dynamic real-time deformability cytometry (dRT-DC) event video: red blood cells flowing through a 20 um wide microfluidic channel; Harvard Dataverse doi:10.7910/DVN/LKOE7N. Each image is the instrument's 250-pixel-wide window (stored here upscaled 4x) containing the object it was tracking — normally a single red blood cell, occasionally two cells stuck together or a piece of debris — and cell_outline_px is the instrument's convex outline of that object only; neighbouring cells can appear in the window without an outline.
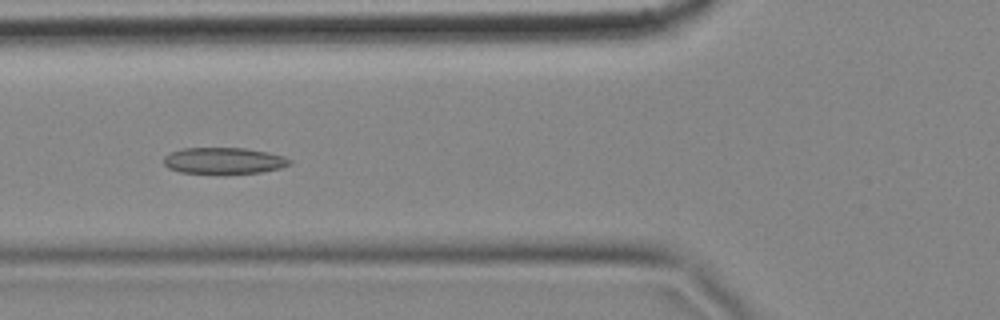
{"species": "common noctule bat (a hibernating species)", "species_latin": "Nyctalus noctula", "temperature_condition": "cold", "stored_images_in_passage": 4, "camera_frame_rate_fps": 3000, "um_per_image_px": 0.085, "animal": {"sex": "female", "body_mass_g": 18.4}, "frame": {"image": 1, "passage_image": 4, "time_ms": 1.0, "image_size_px": [1000, 320], "cell_outline_px": [[292, 164], [280, 168], [260, 172], [224, 176], [180, 172], [168, 168], [164, 164], [164, 156], [172, 152], [184, 148], [244, 148], [268, 152], [284, 156], [292, 160]], "centroid_in_image_um": [19.04, 13.7], "position_along_channel_um": 106.8, "area_um2": 20.06}}